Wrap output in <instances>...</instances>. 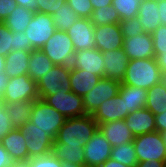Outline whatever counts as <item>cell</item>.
I'll return each mask as SVG.
<instances>
[{
	"label": "cell",
	"instance_id": "8fae6325",
	"mask_svg": "<svg viewBox=\"0 0 166 167\" xmlns=\"http://www.w3.org/2000/svg\"><path fill=\"white\" fill-rule=\"evenodd\" d=\"M120 85L119 81L101 78L97 85L82 97L85 113L92 115L104 101L116 96Z\"/></svg>",
	"mask_w": 166,
	"mask_h": 167
},
{
	"label": "cell",
	"instance_id": "e575fe53",
	"mask_svg": "<svg viewBox=\"0 0 166 167\" xmlns=\"http://www.w3.org/2000/svg\"><path fill=\"white\" fill-rule=\"evenodd\" d=\"M11 52H15L13 32L0 22V55L6 57Z\"/></svg>",
	"mask_w": 166,
	"mask_h": 167
},
{
	"label": "cell",
	"instance_id": "3957f363",
	"mask_svg": "<svg viewBox=\"0 0 166 167\" xmlns=\"http://www.w3.org/2000/svg\"><path fill=\"white\" fill-rule=\"evenodd\" d=\"M65 121L66 118L43 99L39 98L33 102L30 122L35 124V128L48 133L54 140Z\"/></svg>",
	"mask_w": 166,
	"mask_h": 167
},
{
	"label": "cell",
	"instance_id": "8992f818",
	"mask_svg": "<svg viewBox=\"0 0 166 167\" xmlns=\"http://www.w3.org/2000/svg\"><path fill=\"white\" fill-rule=\"evenodd\" d=\"M43 99L66 119L86 115L82 96L61 88L55 95H44Z\"/></svg>",
	"mask_w": 166,
	"mask_h": 167
},
{
	"label": "cell",
	"instance_id": "1f68e13d",
	"mask_svg": "<svg viewBox=\"0 0 166 167\" xmlns=\"http://www.w3.org/2000/svg\"><path fill=\"white\" fill-rule=\"evenodd\" d=\"M53 24L59 31H67L77 20L78 16L65 2L53 15Z\"/></svg>",
	"mask_w": 166,
	"mask_h": 167
},
{
	"label": "cell",
	"instance_id": "d6986e66",
	"mask_svg": "<svg viewBox=\"0 0 166 167\" xmlns=\"http://www.w3.org/2000/svg\"><path fill=\"white\" fill-rule=\"evenodd\" d=\"M125 122L134 137L157 131L155 115L147 108H142L129 113Z\"/></svg>",
	"mask_w": 166,
	"mask_h": 167
},
{
	"label": "cell",
	"instance_id": "ba28073f",
	"mask_svg": "<svg viewBox=\"0 0 166 167\" xmlns=\"http://www.w3.org/2000/svg\"><path fill=\"white\" fill-rule=\"evenodd\" d=\"M56 31L52 15L37 12L34 13L24 33L32 48L40 50Z\"/></svg>",
	"mask_w": 166,
	"mask_h": 167
},
{
	"label": "cell",
	"instance_id": "8d00e7d4",
	"mask_svg": "<svg viewBox=\"0 0 166 167\" xmlns=\"http://www.w3.org/2000/svg\"><path fill=\"white\" fill-rule=\"evenodd\" d=\"M79 18H90L93 13V5L90 0H66Z\"/></svg>",
	"mask_w": 166,
	"mask_h": 167
},
{
	"label": "cell",
	"instance_id": "4316f807",
	"mask_svg": "<svg viewBox=\"0 0 166 167\" xmlns=\"http://www.w3.org/2000/svg\"><path fill=\"white\" fill-rule=\"evenodd\" d=\"M55 64L45 55L41 50H32L30 52L28 76L38 81L41 77L45 76Z\"/></svg>",
	"mask_w": 166,
	"mask_h": 167
},
{
	"label": "cell",
	"instance_id": "603a6c76",
	"mask_svg": "<svg viewBox=\"0 0 166 167\" xmlns=\"http://www.w3.org/2000/svg\"><path fill=\"white\" fill-rule=\"evenodd\" d=\"M101 78L95 74L70 67L71 91L79 96H84L90 92Z\"/></svg>",
	"mask_w": 166,
	"mask_h": 167
},
{
	"label": "cell",
	"instance_id": "6f0895ef",
	"mask_svg": "<svg viewBox=\"0 0 166 167\" xmlns=\"http://www.w3.org/2000/svg\"><path fill=\"white\" fill-rule=\"evenodd\" d=\"M161 82L165 85L166 87V73L161 75Z\"/></svg>",
	"mask_w": 166,
	"mask_h": 167
},
{
	"label": "cell",
	"instance_id": "91938a15",
	"mask_svg": "<svg viewBox=\"0 0 166 167\" xmlns=\"http://www.w3.org/2000/svg\"><path fill=\"white\" fill-rule=\"evenodd\" d=\"M151 1H155L156 3H160L162 0H151Z\"/></svg>",
	"mask_w": 166,
	"mask_h": 167
},
{
	"label": "cell",
	"instance_id": "7bdbcfd3",
	"mask_svg": "<svg viewBox=\"0 0 166 167\" xmlns=\"http://www.w3.org/2000/svg\"><path fill=\"white\" fill-rule=\"evenodd\" d=\"M18 6L15 0H0V22H3Z\"/></svg>",
	"mask_w": 166,
	"mask_h": 167
},
{
	"label": "cell",
	"instance_id": "bcb514c9",
	"mask_svg": "<svg viewBox=\"0 0 166 167\" xmlns=\"http://www.w3.org/2000/svg\"><path fill=\"white\" fill-rule=\"evenodd\" d=\"M15 2L19 6L24 7L30 11H33L34 13L38 12L37 0H15Z\"/></svg>",
	"mask_w": 166,
	"mask_h": 167
},
{
	"label": "cell",
	"instance_id": "c3c4849f",
	"mask_svg": "<svg viewBox=\"0 0 166 167\" xmlns=\"http://www.w3.org/2000/svg\"><path fill=\"white\" fill-rule=\"evenodd\" d=\"M135 167H166V161H144V162H138Z\"/></svg>",
	"mask_w": 166,
	"mask_h": 167
},
{
	"label": "cell",
	"instance_id": "74e56055",
	"mask_svg": "<svg viewBox=\"0 0 166 167\" xmlns=\"http://www.w3.org/2000/svg\"><path fill=\"white\" fill-rule=\"evenodd\" d=\"M27 167H61V161L55 157L52 153L32 157L26 162Z\"/></svg>",
	"mask_w": 166,
	"mask_h": 167
},
{
	"label": "cell",
	"instance_id": "44dd1931",
	"mask_svg": "<svg viewBox=\"0 0 166 167\" xmlns=\"http://www.w3.org/2000/svg\"><path fill=\"white\" fill-rule=\"evenodd\" d=\"M98 128L112 147L133 142L134 136L127 127L125 120H116L98 124Z\"/></svg>",
	"mask_w": 166,
	"mask_h": 167
},
{
	"label": "cell",
	"instance_id": "d6a6232c",
	"mask_svg": "<svg viewBox=\"0 0 166 167\" xmlns=\"http://www.w3.org/2000/svg\"><path fill=\"white\" fill-rule=\"evenodd\" d=\"M90 20L94 27L106 24H119L121 22L118 12L112 5L103 8L101 7L100 9H94Z\"/></svg>",
	"mask_w": 166,
	"mask_h": 167
},
{
	"label": "cell",
	"instance_id": "30bf717a",
	"mask_svg": "<svg viewBox=\"0 0 166 167\" xmlns=\"http://www.w3.org/2000/svg\"><path fill=\"white\" fill-rule=\"evenodd\" d=\"M39 98L44 95H55L61 88L71 90L70 66L55 65L45 76L37 82Z\"/></svg>",
	"mask_w": 166,
	"mask_h": 167
},
{
	"label": "cell",
	"instance_id": "f907efd6",
	"mask_svg": "<svg viewBox=\"0 0 166 167\" xmlns=\"http://www.w3.org/2000/svg\"><path fill=\"white\" fill-rule=\"evenodd\" d=\"M93 9H100L101 7H108L112 5V0H90Z\"/></svg>",
	"mask_w": 166,
	"mask_h": 167
},
{
	"label": "cell",
	"instance_id": "277c9868",
	"mask_svg": "<svg viewBox=\"0 0 166 167\" xmlns=\"http://www.w3.org/2000/svg\"><path fill=\"white\" fill-rule=\"evenodd\" d=\"M55 64L70 66L75 54L72 40L66 31L57 30L40 49Z\"/></svg>",
	"mask_w": 166,
	"mask_h": 167
},
{
	"label": "cell",
	"instance_id": "9f6ffc18",
	"mask_svg": "<svg viewBox=\"0 0 166 167\" xmlns=\"http://www.w3.org/2000/svg\"><path fill=\"white\" fill-rule=\"evenodd\" d=\"M10 167H27L26 162H14Z\"/></svg>",
	"mask_w": 166,
	"mask_h": 167
},
{
	"label": "cell",
	"instance_id": "e0dca14e",
	"mask_svg": "<svg viewBox=\"0 0 166 167\" xmlns=\"http://www.w3.org/2000/svg\"><path fill=\"white\" fill-rule=\"evenodd\" d=\"M129 112L126 110L125 97L119 94L113 98L104 101L98 109L92 114L97 124L112 122L116 120H125Z\"/></svg>",
	"mask_w": 166,
	"mask_h": 167
},
{
	"label": "cell",
	"instance_id": "ab89813d",
	"mask_svg": "<svg viewBox=\"0 0 166 167\" xmlns=\"http://www.w3.org/2000/svg\"><path fill=\"white\" fill-rule=\"evenodd\" d=\"M66 0H37L38 12L53 15Z\"/></svg>",
	"mask_w": 166,
	"mask_h": 167
},
{
	"label": "cell",
	"instance_id": "db71d44e",
	"mask_svg": "<svg viewBox=\"0 0 166 167\" xmlns=\"http://www.w3.org/2000/svg\"><path fill=\"white\" fill-rule=\"evenodd\" d=\"M5 56L0 55V75L5 73Z\"/></svg>",
	"mask_w": 166,
	"mask_h": 167
},
{
	"label": "cell",
	"instance_id": "680465c9",
	"mask_svg": "<svg viewBox=\"0 0 166 167\" xmlns=\"http://www.w3.org/2000/svg\"><path fill=\"white\" fill-rule=\"evenodd\" d=\"M162 138L166 146V131L162 133Z\"/></svg>",
	"mask_w": 166,
	"mask_h": 167
},
{
	"label": "cell",
	"instance_id": "681fc988",
	"mask_svg": "<svg viewBox=\"0 0 166 167\" xmlns=\"http://www.w3.org/2000/svg\"><path fill=\"white\" fill-rule=\"evenodd\" d=\"M158 8L160 9L159 16L161 18V25H166V0L158 3Z\"/></svg>",
	"mask_w": 166,
	"mask_h": 167
},
{
	"label": "cell",
	"instance_id": "60d3db41",
	"mask_svg": "<svg viewBox=\"0 0 166 167\" xmlns=\"http://www.w3.org/2000/svg\"><path fill=\"white\" fill-rule=\"evenodd\" d=\"M13 129L14 127L12 126L11 119L6 113L4 103L0 101V140Z\"/></svg>",
	"mask_w": 166,
	"mask_h": 167
},
{
	"label": "cell",
	"instance_id": "4dcf8cb0",
	"mask_svg": "<svg viewBox=\"0 0 166 167\" xmlns=\"http://www.w3.org/2000/svg\"><path fill=\"white\" fill-rule=\"evenodd\" d=\"M110 158L128 167H135L138 163L133 142L112 147Z\"/></svg>",
	"mask_w": 166,
	"mask_h": 167
},
{
	"label": "cell",
	"instance_id": "ee69618b",
	"mask_svg": "<svg viewBox=\"0 0 166 167\" xmlns=\"http://www.w3.org/2000/svg\"><path fill=\"white\" fill-rule=\"evenodd\" d=\"M14 161L0 142V167H10Z\"/></svg>",
	"mask_w": 166,
	"mask_h": 167
},
{
	"label": "cell",
	"instance_id": "2e32d148",
	"mask_svg": "<svg viewBox=\"0 0 166 167\" xmlns=\"http://www.w3.org/2000/svg\"><path fill=\"white\" fill-rule=\"evenodd\" d=\"M95 48L101 52L120 49L123 35L119 24H106L94 27Z\"/></svg>",
	"mask_w": 166,
	"mask_h": 167
},
{
	"label": "cell",
	"instance_id": "5b68a950",
	"mask_svg": "<svg viewBox=\"0 0 166 167\" xmlns=\"http://www.w3.org/2000/svg\"><path fill=\"white\" fill-rule=\"evenodd\" d=\"M133 145L138 162L166 161V146L158 131L134 137Z\"/></svg>",
	"mask_w": 166,
	"mask_h": 167
},
{
	"label": "cell",
	"instance_id": "b9f144b4",
	"mask_svg": "<svg viewBox=\"0 0 166 167\" xmlns=\"http://www.w3.org/2000/svg\"><path fill=\"white\" fill-rule=\"evenodd\" d=\"M13 37H14L15 52L21 51V50L22 51L34 50L30 42L27 41V38L24 32H13Z\"/></svg>",
	"mask_w": 166,
	"mask_h": 167
},
{
	"label": "cell",
	"instance_id": "836d02e7",
	"mask_svg": "<svg viewBox=\"0 0 166 167\" xmlns=\"http://www.w3.org/2000/svg\"><path fill=\"white\" fill-rule=\"evenodd\" d=\"M141 2L142 0H112V6L123 21L137 17Z\"/></svg>",
	"mask_w": 166,
	"mask_h": 167
},
{
	"label": "cell",
	"instance_id": "7dc6e473",
	"mask_svg": "<svg viewBox=\"0 0 166 167\" xmlns=\"http://www.w3.org/2000/svg\"><path fill=\"white\" fill-rule=\"evenodd\" d=\"M155 61L160 67L161 73H166V53H155Z\"/></svg>",
	"mask_w": 166,
	"mask_h": 167
},
{
	"label": "cell",
	"instance_id": "f35d334b",
	"mask_svg": "<svg viewBox=\"0 0 166 167\" xmlns=\"http://www.w3.org/2000/svg\"><path fill=\"white\" fill-rule=\"evenodd\" d=\"M155 53H166V25H160L151 33Z\"/></svg>",
	"mask_w": 166,
	"mask_h": 167
},
{
	"label": "cell",
	"instance_id": "7c38bea8",
	"mask_svg": "<svg viewBox=\"0 0 166 167\" xmlns=\"http://www.w3.org/2000/svg\"><path fill=\"white\" fill-rule=\"evenodd\" d=\"M112 146L98 128L84 146L85 167H98L107 161Z\"/></svg>",
	"mask_w": 166,
	"mask_h": 167
},
{
	"label": "cell",
	"instance_id": "52a82bcc",
	"mask_svg": "<svg viewBox=\"0 0 166 167\" xmlns=\"http://www.w3.org/2000/svg\"><path fill=\"white\" fill-rule=\"evenodd\" d=\"M39 99L37 83L28 75H21L9 78L5 93L0 101L4 104H11L21 101H35Z\"/></svg>",
	"mask_w": 166,
	"mask_h": 167
},
{
	"label": "cell",
	"instance_id": "9a60e30c",
	"mask_svg": "<svg viewBox=\"0 0 166 167\" xmlns=\"http://www.w3.org/2000/svg\"><path fill=\"white\" fill-rule=\"evenodd\" d=\"M71 68H77L104 78L105 63L102 52L97 48L75 51Z\"/></svg>",
	"mask_w": 166,
	"mask_h": 167
},
{
	"label": "cell",
	"instance_id": "816d5d0a",
	"mask_svg": "<svg viewBox=\"0 0 166 167\" xmlns=\"http://www.w3.org/2000/svg\"><path fill=\"white\" fill-rule=\"evenodd\" d=\"M8 82H9V77H7L5 73L0 75V99L3 97V94L5 93Z\"/></svg>",
	"mask_w": 166,
	"mask_h": 167
},
{
	"label": "cell",
	"instance_id": "ffe728a7",
	"mask_svg": "<svg viewBox=\"0 0 166 167\" xmlns=\"http://www.w3.org/2000/svg\"><path fill=\"white\" fill-rule=\"evenodd\" d=\"M0 142L14 162L28 161V150L25 145L27 141L20 128H14Z\"/></svg>",
	"mask_w": 166,
	"mask_h": 167
},
{
	"label": "cell",
	"instance_id": "484cf974",
	"mask_svg": "<svg viewBox=\"0 0 166 167\" xmlns=\"http://www.w3.org/2000/svg\"><path fill=\"white\" fill-rule=\"evenodd\" d=\"M33 102L34 101H21L4 104L6 113L11 119V123L14 128H22L30 121Z\"/></svg>",
	"mask_w": 166,
	"mask_h": 167
},
{
	"label": "cell",
	"instance_id": "f6af8a7d",
	"mask_svg": "<svg viewBox=\"0 0 166 167\" xmlns=\"http://www.w3.org/2000/svg\"><path fill=\"white\" fill-rule=\"evenodd\" d=\"M155 125L158 132L163 133L166 131V111L155 115Z\"/></svg>",
	"mask_w": 166,
	"mask_h": 167
},
{
	"label": "cell",
	"instance_id": "ac0fdd59",
	"mask_svg": "<svg viewBox=\"0 0 166 167\" xmlns=\"http://www.w3.org/2000/svg\"><path fill=\"white\" fill-rule=\"evenodd\" d=\"M102 56L105 63L104 78L122 82L129 61L125 51L122 48L105 51Z\"/></svg>",
	"mask_w": 166,
	"mask_h": 167
},
{
	"label": "cell",
	"instance_id": "4fadbf2b",
	"mask_svg": "<svg viewBox=\"0 0 166 167\" xmlns=\"http://www.w3.org/2000/svg\"><path fill=\"white\" fill-rule=\"evenodd\" d=\"M66 32L73 42L75 51L95 48L94 25L90 18H78Z\"/></svg>",
	"mask_w": 166,
	"mask_h": 167
},
{
	"label": "cell",
	"instance_id": "6da1fadb",
	"mask_svg": "<svg viewBox=\"0 0 166 167\" xmlns=\"http://www.w3.org/2000/svg\"><path fill=\"white\" fill-rule=\"evenodd\" d=\"M98 129V124L91 114L66 119L60 128L54 144L83 147Z\"/></svg>",
	"mask_w": 166,
	"mask_h": 167
},
{
	"label": "cell",
	"instance_id": "11a10c76",
	"mask_svg": "<svg viewBox=\"0 0 166 167\" xmlns=\"http://www.w3.org/2000/svg\"><path fill=\"white\" fill-rule=\"evenodd\" d=\"M61 167H83L70 162H61Z\"/></svg>",
	"mask_w": 166,
	"mask_h": 167
},
{
	"label": "cell",
	"instance_id": "cb8c5ba5",
	"mask_svg": "<svg viewBox=\"0 0 166 167\" xmlns=\"http://www.w3.org/2000/svg\"><path fill=\"white\" fill-rule=\"evenodd\" d=\"M31 51L11 52L5 57V75L9 78L28 75Z\"/></svg>",
	"mask_w": 166,
	"mask_h": 167
},
{
	"label": "cell",
	"instance_id": "d4e9b609",
	"mask_svg": "<svg viewBox=\"0 0 166 167\" xmlns=\"http://www.w3.org/2000/svg\"><path fill=\"white\" fill-rule=\"evenodd\" d=\"M118 94L125 97L126 110L132 113L145 108L147 101V90L130 85L121 84Z\"/></svg>",
	"mask_w": 166,
	"mask_h": 167
},
{
	"label": "cell",
	"instance_id": "7402d4cb",
	"mask_svg": "<svg viewBox=\"0 0 166 167\" xmlns=\"http://www.w3.org/2000/svg\"><path fill=\"white\" fill-rule=\"evenodd\" d=\"M159 12L158 3L151 0H142L137 18L146 33H153L161 25Z\"/></svg>",
	"mask_w": 166,
	"mask_h": 167
},
{
	"label": "cell",
	"instance_id": "7a4b0ae2",
	"mask_svg": "<svg viewBox=\"0 0 166 167\" xmlns=\"http://www.w3.org/2000/svg\"><path fill=\"white\" fill-rule=\"evenodd\" d=\"M161 75L155 58L129 60L121 84L148 90L161 82Z\"/></svg>",
	"mask_w": 166,
	"mask_h": 167
},
{
	"label": "cell",
	"instance_id": "f546056e",
	"mask_svg": "<svg viewBox=\"0 0 166 167\" xmlns=\"http://www.w3.org/2000/svg\"><path fill=\"white\" fill-rule=\"evenodd\" d=\"M33 16V11L18 5L3 23L12 32H24Z\"/></svg>",
	"mask_w": 166,
	"mask_h": 167
},
{
	"label": "cell",
	"instance_id": "d590c367",
	"mask_svg": "<svg viewBox=\"0 0 166 167\" xmlns=\"http://www.w3.org/2000/svg\"><path fill=\"white\" fill-rule=\"evenodd\" d=\"M123 38H131L145 33L137 17L123 20L119 23Z\"/></svg>",
	"mask_w": 166,
	"mask_h": 167
},
{
	"label": "cell",
	"instance_id": "9c48e42d",
	"mask_svg": "<svg viewBox=\"0 0 166 167\" xmlns=\"http://www.w3.org/2000/svg\"><path fill=\"white\" fill-rule=\"evenodd\" d=\"M26 147L28 150V160L32 157H39L50 154L54 144V139L48 133L35 128L32 122L26 123L22 128Z\"/></svg>",
	"mask_w": 166,
	"mask_h": 167
},
{
	"label": "cell",
	"instance_id": "5bb4252c",
	"mask_svg": "<svg viewBox=\"0 0 166 167\" xmlns=\"http://www.w3.org/2000/svg\"><path fill=\"white\" fill-rule=\"evenodd\" d=\"M122 49L129 60L155 58L153 38L150 33L124 38Z\"/></svg>",
	"mask_w": 166,
	"mask_h": 167
},
{
	"label": "cell",
	"instance_id": "f1b7e54d",
	"mask_svg": "<svg viewBox=\"0 0 166 167\" xmlns=\"http://www.w3.org/2000/svg\"><path fill=\"white\" fill-rule=\"evenodd\" d=\"M154 115L166 111V87L160 82L147 90L146 106Z\"/></svg>",
	"mask_w": 166,
	"mask_h": 167
},
{
	"label": "cell",
	"instance_id": "83f0119b",
	"mask_svg": "<svg viewBox=\"0 0 166 167\" xmlns=\"http://www.w3.org/2000/svg\"><path fill=\"white\" fill-rule=\"evenodd\" d=\"M61 162H70L85 167L84 148L53 144L52 152Z\"/></svg>",
	"mask_w": 166,
	"mask_h": 167
},
{
	"label": "cell",
	"instance_id": "f5cc1de1",
	"mask_svg": "<svg viewBox=\"0 0 166 167\" xmlns=\"http://www.w3.org/2000/svg\"><path fill=\"white\" fill-rule=\"evenodd\" d=\"M98 167H128V166H125L124 164L109 158L107 161H105L102 165Z\"/></svg>",
	"mask_w": 166,
	"mask_h": 167
}]
</instances>
